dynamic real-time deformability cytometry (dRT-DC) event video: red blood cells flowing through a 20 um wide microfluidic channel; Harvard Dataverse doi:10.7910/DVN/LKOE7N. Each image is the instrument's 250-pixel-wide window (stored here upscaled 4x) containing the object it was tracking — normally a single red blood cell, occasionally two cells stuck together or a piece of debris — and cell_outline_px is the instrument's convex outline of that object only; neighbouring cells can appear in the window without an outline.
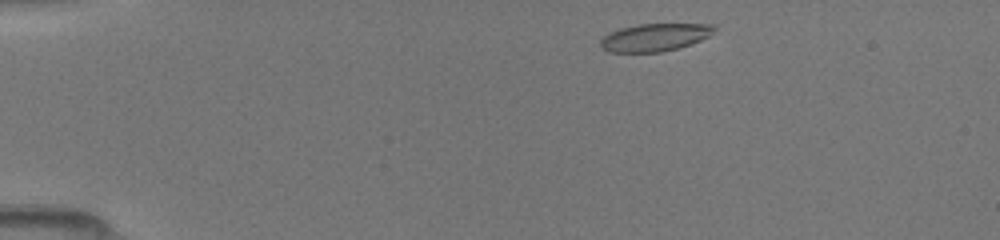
{"species": "common noctule bat (a hibernating species)", "species_latin": "Nyctalus noctula", "temperature_condition": "room temperature", "stored_images_in_passage": 42, "camera_frame_rate_fps": 3000, "um_per_image_px": 0.085, "animal": {"sex": "female", "body_mass_g": 19.5, "forearm_length_mm": 54.1}, "frame": {"image": 1, "passage_image": 2, "time_ms": 0.333, "image_size_px": [1000, 240], "cell_outline_px": [[716, 28], [708, 36], [692, 44], [660, 52], [608, 52], [600, 48], [600, 40], [604, 36], [620, 28], [636, 24], [716, 24]], "centroid_in_image_um": [55.64, 3.17], "position_along_channel_um": 29.4, "area_um2": 18.32}}
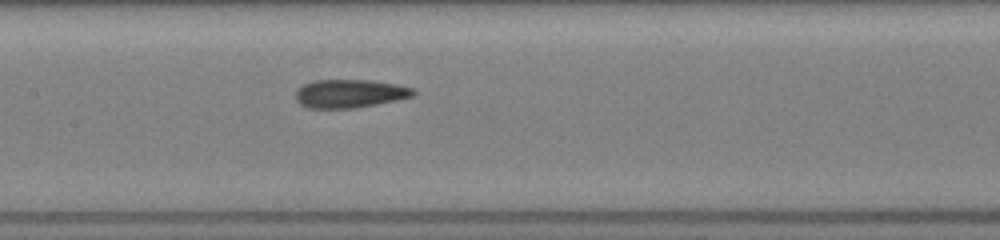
{"frame": {"image": 2, "passage_image": 18, "time_ms": 5.667, "image_size_px": [1000, 240], "cell_outline_px": [[416, 92], [412, 96], [396, 100], [356, 108], [308, 108], [300, 104], [296, 100], [296, 88], [304, 84], [316, 80], [372, 80], [396, 84], [412, 88]], "centroid_in_image_um": [29.7, 7.95], "position_along_channel_um": 177.7, "area_um2": 19.42}}
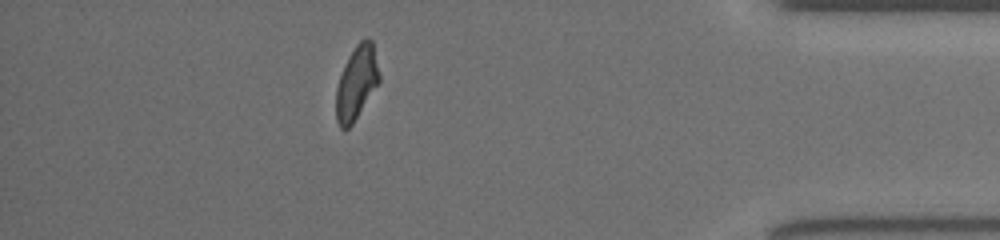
{"frame": {"image": 3, "passage_image": 37, "time_ms": 12.0, "image_size_px": [1000, 240], "cell_outline_px": [[380, 80], [352, 124], [348, 128], [340, 128], [336, 120], [336, 88], [340, 76], [348, 56], [356, 44], [360, 40], [368, 36], [372, 40], [380, 76]], "centroid_in_image_um": [30.3, 7.0], "position_along_channel_um": 404.9, "area_um2": 18.32}}